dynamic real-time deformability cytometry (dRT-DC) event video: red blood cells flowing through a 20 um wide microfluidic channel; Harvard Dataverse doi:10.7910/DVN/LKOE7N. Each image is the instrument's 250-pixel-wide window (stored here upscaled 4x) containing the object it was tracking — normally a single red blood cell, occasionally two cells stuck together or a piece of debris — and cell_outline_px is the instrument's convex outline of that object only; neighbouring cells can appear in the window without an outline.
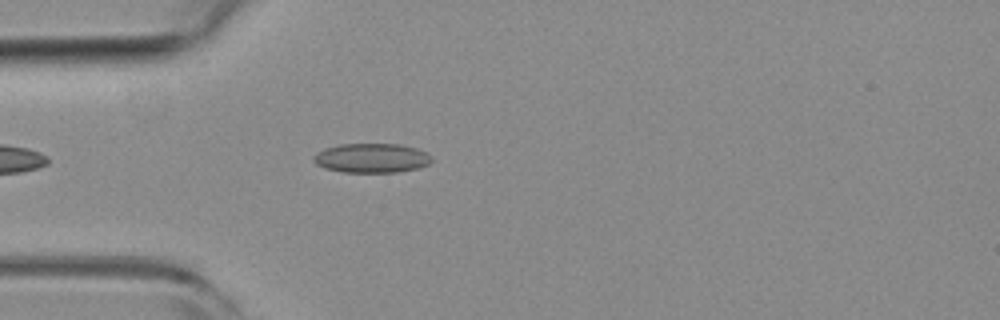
{"species": "common noctule bat (a hibernating species)", "species_latin": "Nyctalus noctula", "temperature_condition": "room temperature", "stored_images_in_passage": 34, "camera_frame_rate_fps": 3000, "um_per_image_px": 0.085, "animal": {"sex": "female", "body_mass_g": 19.3, "forearm_length_mm": 54.1}, "frame": {"image": 1, "passage_image": 3, "time_ms": 0.667, "image_size_px": [1000, 320], "cell_outline_px": [[432, 160], [428, 164], [416, 168], [396, 172], [344, 172], [324, 168], [316, 164], [312, 160], [312, 156], [316, 152], [324, 148], [340, 144], [400, 144], [416, 148], [432, 156]], "centroid_in_image_um": [31.53, 13.43], "position_along_channel_um": 53.5, "area_um2": 20.23}}
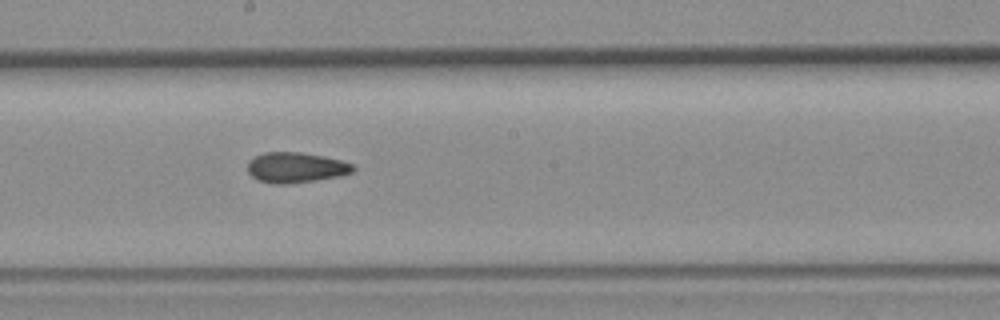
{"frame": {"image": 2, "passage_image": 17, "time_ms": 5.333, "image_size_px": [1000, 320], "cell_outline_px": [[356, 168], [352, 172], [340, 176], [316, 180], [288, 184], [272, 184], [260, 180], [252, 176], [248, 172], [248, 160], [264, 152], [300, 152], [324, 156], [340, 160], [352, 164]], "centroid_in_image_um": [25.14, 14.24], "position_along_channel_um": 223.1, "area_um2": 18.67}}
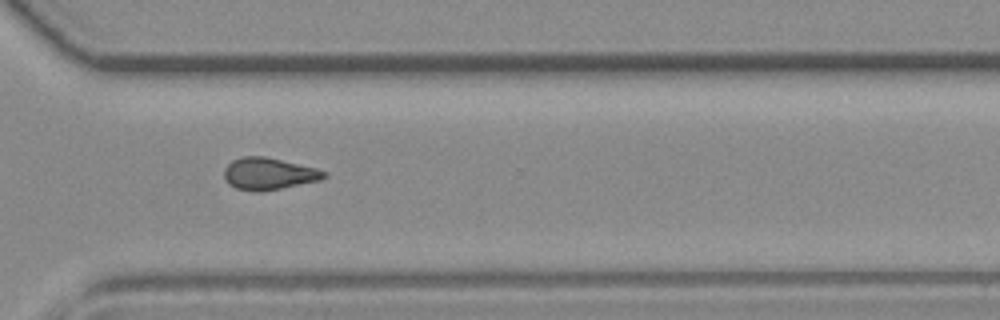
{"frame": {"image": 3, "passage_image": 27, "time_ms": 8.667, "image_size_px": [1000, 320], "cell_outline_px": [[328, 176], [320, 180], [260, 192], [252, 192], [236, 188], [228, 184], [224, 180], [224, 168], [232, 160], [244, 156], [264, 156], [316, 168], [328, 172]], "centroid_in_image_um": [22.82, 14.77], "position_along_channel_um": 347.8, "area_um2": 18.67}, "authors_computed_cell_mechanics": {"area_um2": 18.6694, "velocity_mm_per_s": 3.7564, "shape_relaxation_time_tau1_ms": null, "shape_relaxation_time_tau2_ms": 6.2214, "deformation_change_tau1": null, "deformation_change_tau2": 0.1279}}